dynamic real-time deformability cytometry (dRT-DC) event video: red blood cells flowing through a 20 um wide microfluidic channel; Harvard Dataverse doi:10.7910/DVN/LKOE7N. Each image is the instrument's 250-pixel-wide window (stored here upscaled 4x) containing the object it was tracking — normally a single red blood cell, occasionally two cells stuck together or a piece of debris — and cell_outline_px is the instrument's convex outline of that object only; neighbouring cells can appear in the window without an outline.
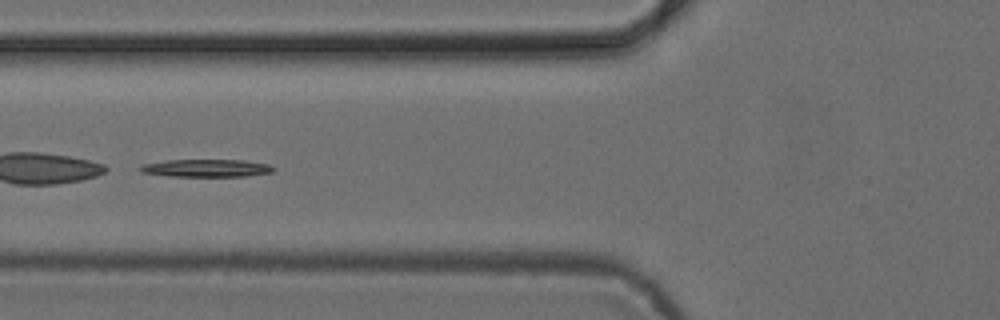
{"species": "common noctule bat (a hibernating species)", "species_latin": "Nyctalus noctula", "temperature_condition": "cold", "stored_images_in_passage": 51, "segment_of_instrument_passage": [2, 2], "camera_frame_rate_fps": 3000, "um_per_image_px": 0.085, "animal": {"sex": "female", "body_mass_g": 24.6, "forearm_length_mm": 56.2}, "frame": {"image": 1, "passage_image": 20, "time_ms": 6.333, "image_size_px": [1000, 320], "cell_outline_px": [[276, 168], [272, 172], [248, 176], [168, 176], [140, 172], [136, 168], [140, 164], [168, 160], [244, 160], [268, 164]], "centroid_in_image_um": [17.48, 14.29], "position_along_channel_um": 108.3, "area_um2": 13.81}}
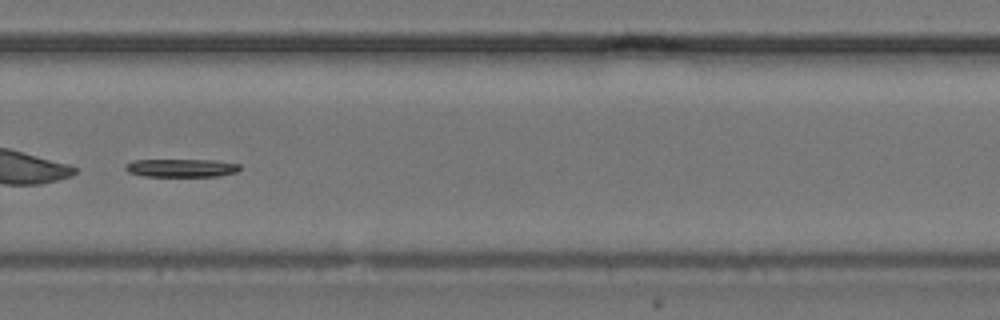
{"frame": {"image": 2, "passage_image": 36, "time_ms": 11.667, "image_size_px": [1000, 320], "cell_outline_px": [[240, 168], [236, 172], [220, 176], [144, 176], [128, 172], [124, 168], [124, 164], [132, 160], [216, 160], [240, 164]], "centroid_in_image_um": [15.39, 14.27], "position_along_channel_um": 314.4, "area_um2": 12.14}}
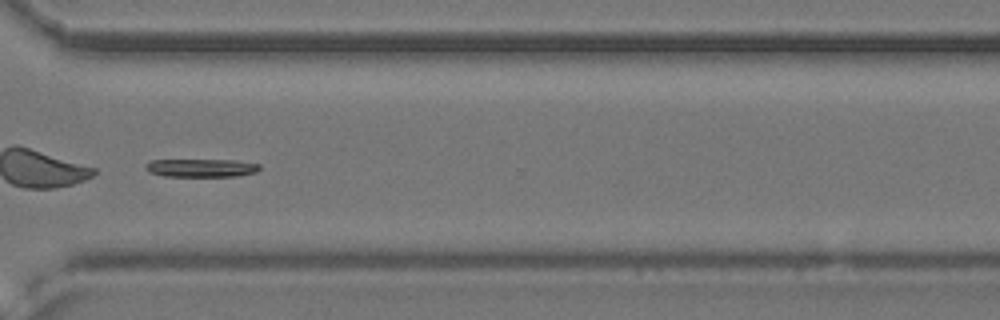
{"frame": {"image": 3, "passage_image": 39, "time_ms": 12.667, "image_size_px": [1000, 320], "cell_outline_px": [[260, 168], [256, 172], [236, 176], [164, 176], [148, 172], [144, 168], [144, 164], [148, 160], [236, 160], [260, 164]], "centroid_in_image_um": [17.05, 14.26], "position_along_channel_um": 353.5, "area_um2": 12.14}}